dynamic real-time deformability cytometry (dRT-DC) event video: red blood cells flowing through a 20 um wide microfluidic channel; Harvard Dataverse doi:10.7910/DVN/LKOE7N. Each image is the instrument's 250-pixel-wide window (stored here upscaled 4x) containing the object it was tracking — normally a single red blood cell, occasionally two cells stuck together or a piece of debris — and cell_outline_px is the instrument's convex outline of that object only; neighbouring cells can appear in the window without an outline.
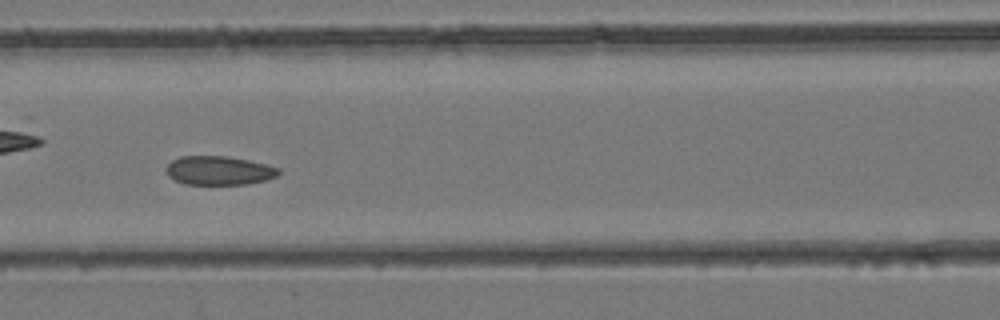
{"species": "common noctule bat (a hibernating species)", "species_latin": "Nyctalus noctula", "temperature_condition": "room temperature", "stored_images_in_passage": 40, "camera_frame_rate_fps": 3000, "um_per_image_px": 0.085, "animal": {"sex": "female", "body_mass_g": 24.6, "forearm_length_mm": 56.2}, "frame": {"image": 1, "passage_image": 18, "time_ms": 5.667, "image_size_px": [1000, 320], "cell_outline_px": [[280, 172], [276, 176], [264, 180], [248, 184], [184, 184], [168, 176], [164, 168], [172, 160], [180, 156], [228, 156], [248, 160], [280, 168]], "centroid_in_image_um": [18.58, 14.49], "position_along_channel_um": 148.0, "area_um2": 18.9}}
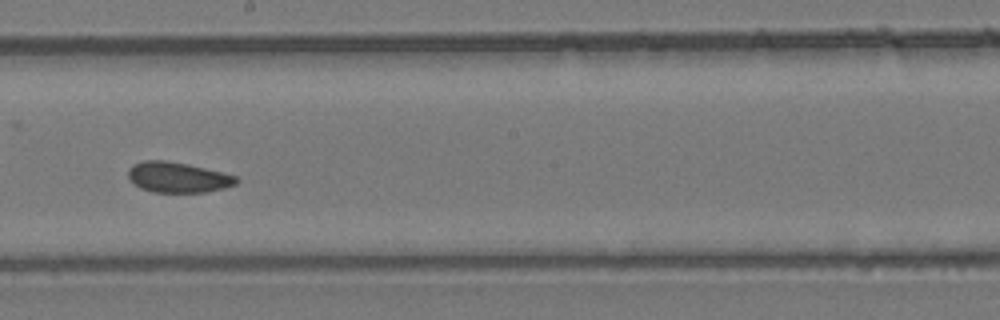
{"frame": {"image": 2, "passage_image": 23, "time_ms": 7.333, "image_size_px": [1000, 320], "cell_outline_px": [[240, 180], [236, 184], [224, 188], [204, 192], [152, 192], [140, 188], [128, 180], [128, 168], [132, 164], [144, 160], [164, 160], [188, 164], [236, 176]], "centroid_in_image_um": [15.07, 15.07], "position_along_channel_um": 233.1, "area_um2": 19.25}}